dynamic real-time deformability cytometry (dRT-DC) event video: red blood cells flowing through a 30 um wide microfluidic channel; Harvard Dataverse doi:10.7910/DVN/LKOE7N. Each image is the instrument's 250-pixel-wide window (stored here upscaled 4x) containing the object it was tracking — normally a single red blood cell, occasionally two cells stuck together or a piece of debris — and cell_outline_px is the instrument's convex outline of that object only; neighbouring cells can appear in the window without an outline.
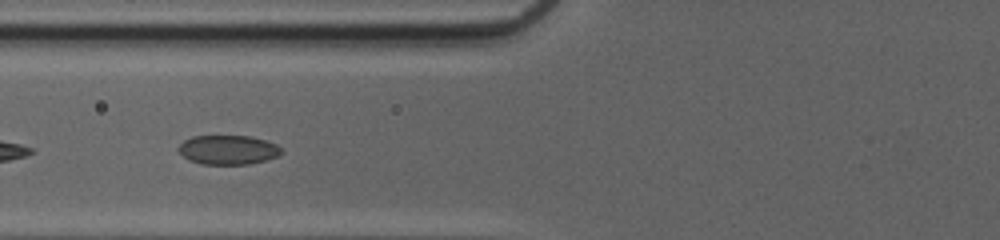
{"species": "common noctule bat (a hibernating species)", "species_latin": "Nyctalus noctula", "temperature_condition": "cold", "stored_images_in_passage": 13, "camera_frame_rate_fps": 3000, "um_per_image_px": 0.085, "animal": {"sex": "female", "body_mass_g": 20.0, "forearm_length_mm": 54.0}, "frame": {"image": 1, "passage_image": 8, "time_ms": 2.333, "image_size_px": [1000, 240], "cell_outline_px": [[284, 152], [276, 156], [264, 160], [248, 164], [200, 164], [188, 160], [176, 148], [184, 140], [192, 136], [248, 136], [264, 140], [276, 144]], "centroid_in_image_um": [19.35, 12.73], "position_along_channel_um": 106.5, "area_um2": 17.46}}